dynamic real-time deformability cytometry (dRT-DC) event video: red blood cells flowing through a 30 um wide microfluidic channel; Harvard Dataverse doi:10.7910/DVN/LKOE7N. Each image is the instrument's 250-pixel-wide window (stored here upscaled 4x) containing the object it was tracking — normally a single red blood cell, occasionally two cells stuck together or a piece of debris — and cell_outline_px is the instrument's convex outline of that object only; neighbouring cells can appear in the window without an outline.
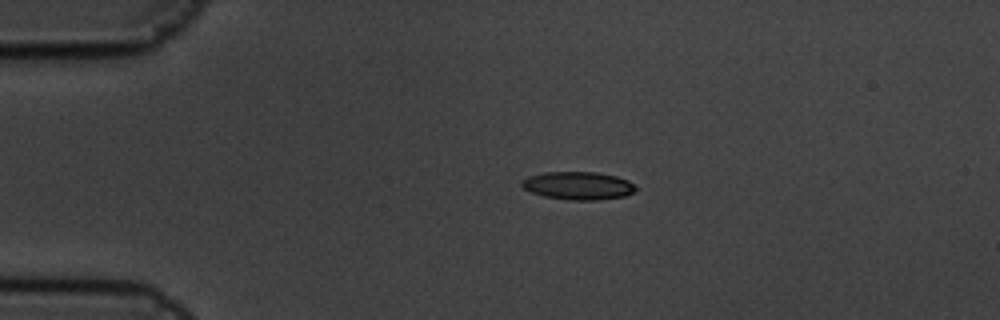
{"species": "common noctule bat (a hibernating species)", "species_latin": "Nyctalus noctula", "temperature_condition": "cold", "stored_images_in_passage": 11, "camera_frame_rate_fps": 3000, "um_per_image_px": 0.085, "animal": {"sex": "male", "body_mass_g": 19.5, "forearm_length_mm": 54.6}, "frame": {"image": 1, "passage_image": 4, "time_ms": 1.0, "image_size_px": [1000, 320], "cell_outline_px": [[636, 188], [632, 192], [624, 196], [596, 200], [568, 200], [544, 196], [532, 192], [524, 188], [520, 184], [528, 176], [544, 172], [596, 172], [616, 176], [628, 180]], "centroid_in_image_um": [49.13, 15.78], "position_along_channel_um": 35.9, "area_um2": 18.38}}
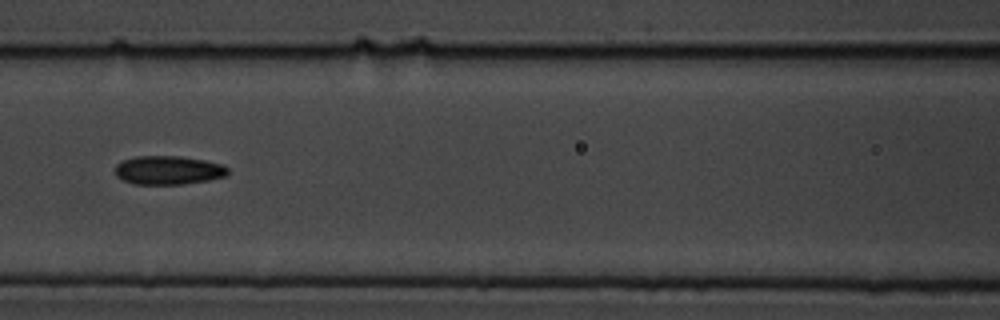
{"frame": {"image": 2, "passage_image": 8, "time_ms": 2.333, "image_size_px": [1000, 320], "cell_outline_px": [[228, 172], [224, 176], [208, 180], [184, 184], [132, 184], [116, 176], [116, 164], [124, 160], [136, 156], [180, 156], [204, 160], [224, 164], [228, 168]], "centroid_in_image_um": [14.31, 14.46], "position_along_channel_um": 152.3, "area_um2": 18.84}}
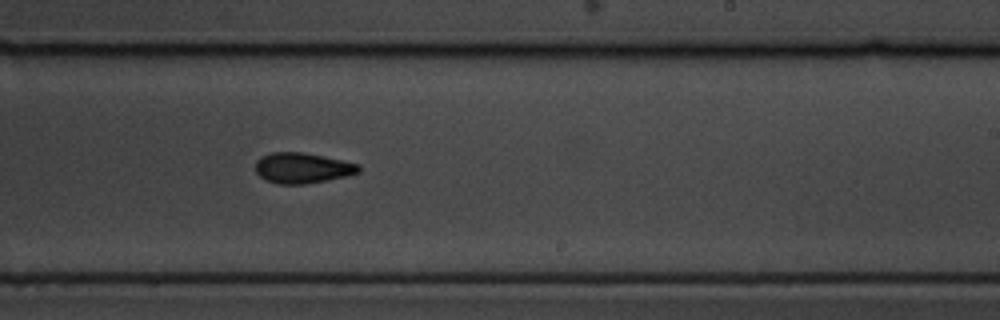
{"frame": {"image": 3, "passage_image": 11, "time_ms": 3.333, "image_size_px": [1000, 320], "cell_outline_px": [[360, 172], [344, 176], [304, 184], [276, 184], [264, 180], [256, 172], [256, 160], [260, 156], [272, 152], [304, 152], [340, 160], [356, 164], [360, 168]], "centroid_in_image_um": [25.62, 14.27], "position_along_channel_um": 263.4, "area_um2": 18.15}}